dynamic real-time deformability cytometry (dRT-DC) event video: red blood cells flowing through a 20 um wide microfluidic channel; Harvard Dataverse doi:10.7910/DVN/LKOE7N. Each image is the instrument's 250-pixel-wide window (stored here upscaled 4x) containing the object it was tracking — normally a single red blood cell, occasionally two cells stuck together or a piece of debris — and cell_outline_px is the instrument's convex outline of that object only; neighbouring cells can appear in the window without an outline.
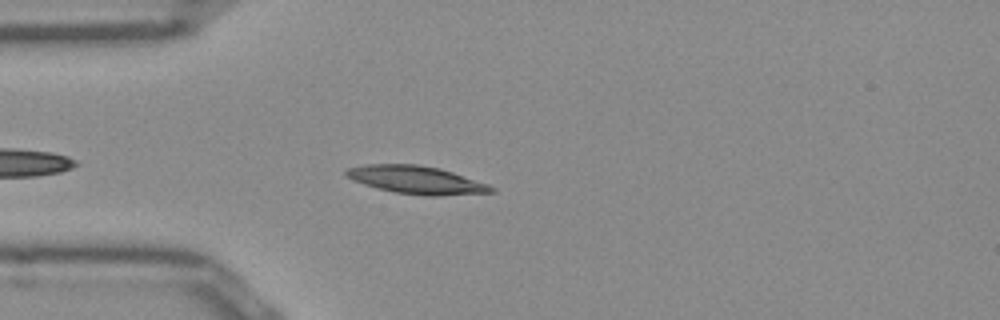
{"species": "Egyptian fruit bat (a non-hibernating species)", "species_latin": "Rousettus aegyptiacus", "temperature_condition": "room temperature", "stored_images_in_passage": 43, "camera_frame_rate_fps": 3000, "um_per_image_px": 0.085, "frame": {"image": 1, "passage_image": 5, "time_ms": 1.333, "image_size_px": [1000, 320], "cell_outline_px": [[496, 192], [436, 196], [428, 196], [396, 192], [364, 184], [352, 180], [344, 176], [344, 172], [348, 168], [368, 164], [416, 164], [440, 168], [488, 184], [496, 188]], "centroid_in_image_um": [35.4, 15.29], "position_along_channel_um": 49.6, "area_um2": 23.47}}
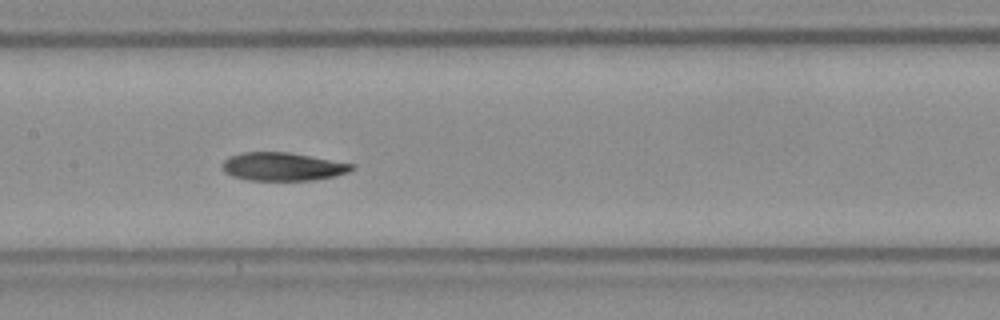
{"frame": {"image": 2, "passage_image": 16, "time_ms": 5.0, "image_size_px": [1000, 320], "cell_outline_px": [[356, 168], [348, 172], [332, 176], [312, 180], [248, 180], [232, 176], [224, 172], [220, 168], [220, 164], [228, 156], [240, 152], [288, 152], [356, 164]], "centroid_in_image_um": [23.98, 14.15], "position_along_channel_um": 183.4, "area_um2": 21.5}}
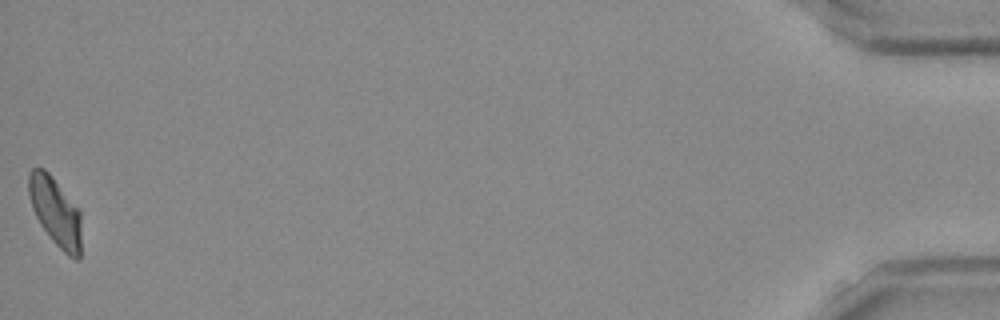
{"frame": {"image": 3, "passage_image": 43, "time_ms": 14.0, "image_size_px": [1000, 320], "cell_outline_px": [[80, 256], [76, 260], [68, 256], [52, 240], [40, 224], [32, 208], [28, 192], [28, 172], [32, 168], [44, 168], [52, 176], [80, 208]], "centroid_in_image_um": [4.71, 17.96], "position_along_channel_um": 430.5, "area_um2": 21.15}, "authors_computed_cell_mechanics": {"area_um2": 21.7906, "velocity_mm_per_s": 3.8921, "shape_relaxation_time_tau1_ms": 7.1079, "shape_relaxation_time_tau2_ms": 5.1244, "deformation_change_tau1": 0.161, "deformation_change_tau2": 0.0952}}